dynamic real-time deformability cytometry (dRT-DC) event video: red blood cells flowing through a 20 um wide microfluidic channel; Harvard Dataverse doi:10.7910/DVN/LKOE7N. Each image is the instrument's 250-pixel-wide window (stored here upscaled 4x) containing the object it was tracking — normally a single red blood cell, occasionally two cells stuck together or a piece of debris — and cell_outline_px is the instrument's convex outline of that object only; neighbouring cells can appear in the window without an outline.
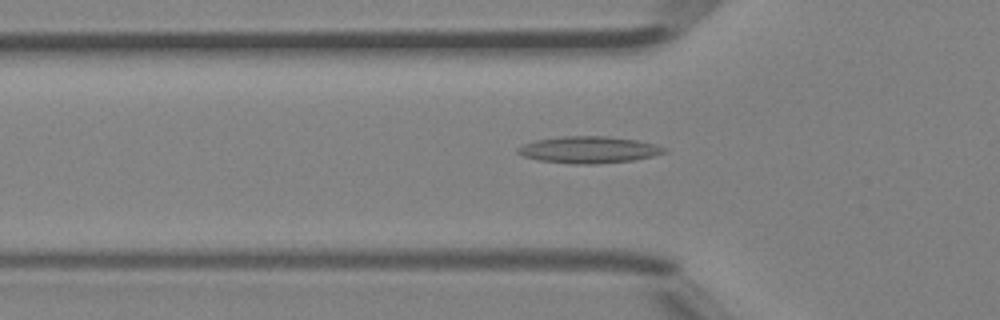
{"species": "Egyptian fruit bat (a non-hibernating species)", "species_latin": "Rousettus aegyptiacus", "temperature_condition": "room temperature", "stored_images_in_passage": 37, "camera_frame_rate_fps": 3000, "um_per_image_px": 0.085, "animal": {"sex": "female"}, "frame": {"image": 1, "passage_image": 7, "time_ms": 2.0, "image_size_px": [1000, 320], "cell_outline_px": [[668, 152], [652, 156], [632, 160], [596, 164], [572, 164], [536, 160], [524, 156], [516, 152], [516, 148], [524, 144], [536, 140], [560, 136], [608, 136], [636, 140], [656, 144], [668, 148]], "centroid_in_image_um": [50.05, 12.73], "position_along_channel_um": 75.7, "area_um2": 23.0}}
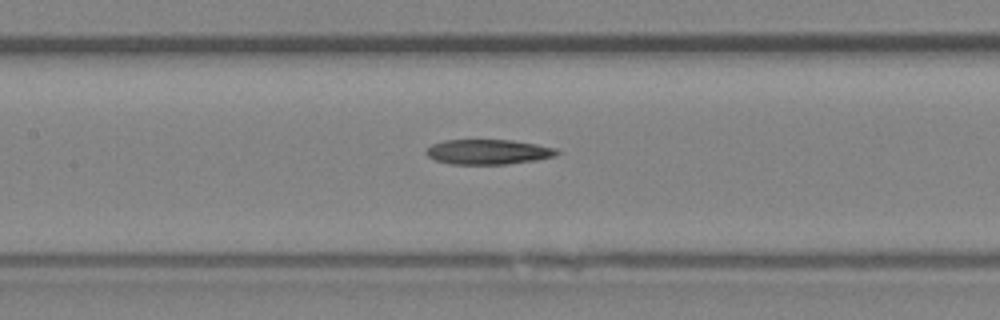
{"frame": {"image": 2, "passage_image": 13, "time_ms": 4.0, "image_size_px": [1000, 320], "cell_outline_px": [[560, 152], [556, 156], [536, 160], [508, 164], [452, 164], [436, 160], [428, 156], [424, 152], [432, 144], [444, 140], [512, 140], [536, 144], [556, 148]], "centroid_in_image_um": [41.51, 12.91], "position_along_channel_um": 165.9, "area_um2": 19.02}}
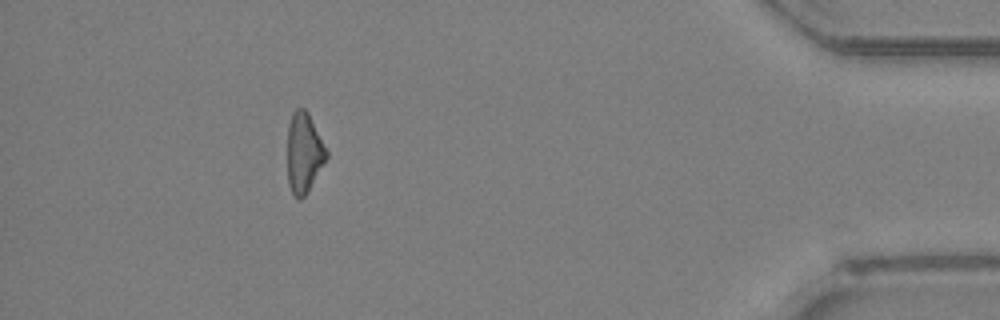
{"frame": {"image": 3, "passage_image": 33, "time_ms": 10.667, "image_size_px": [1000, 320], "cell_outline_px": [[328, 156], [308, 192], [300, 200], [292, 192], [288, 184], [288, 124], [292, 112], [296, 108], [304, 108], [308, 112], [328, 148]], "centroid_in_image_um": [25.86, 12.95], "position_along_channel_um": 409.3, "area_um2": 18.44}}